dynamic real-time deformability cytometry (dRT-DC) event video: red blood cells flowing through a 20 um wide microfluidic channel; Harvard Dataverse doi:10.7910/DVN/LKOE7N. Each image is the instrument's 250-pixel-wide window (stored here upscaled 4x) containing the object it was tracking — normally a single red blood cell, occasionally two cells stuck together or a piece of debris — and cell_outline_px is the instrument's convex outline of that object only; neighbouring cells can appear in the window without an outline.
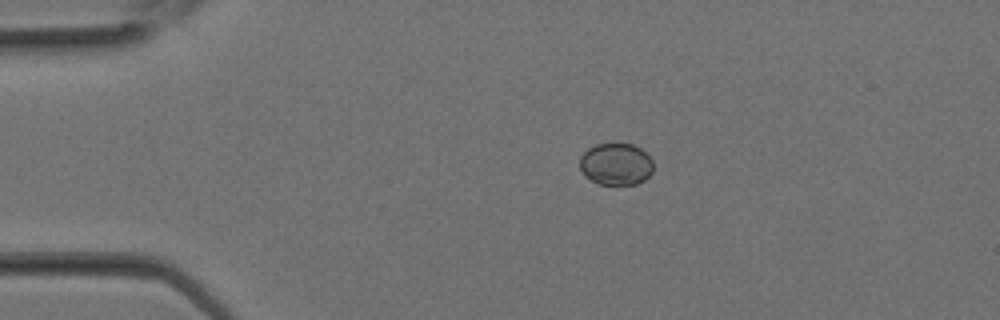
{"species": "Egyptian fruit bat (a non-hibernating species)", "species_latin": "Rousettus aegyptiacus", "temperature_condition": "room temperature", "stored_images_in_passage": 6, "camera_frame_rate_fps": 3000, "um_per_image_px": 0.085, "animal": {"sex": "female"}, "frame": {"image": 1, "passage_image": 1, "time_ms": 0.0, "image_size_px": [1000, 320], "cell_outline_px": [[652, 172], [644, 180], [636, 184], [600, 184], [584, 176], [580, 168], [580, 156], [588, 148], [596, 144], [632, 144], [640, 148], [652, 160]], "centroid_in_image_um": [52.33, 13.95], "position_along_channel_um": 32.7, "area_um2": 17.86}}
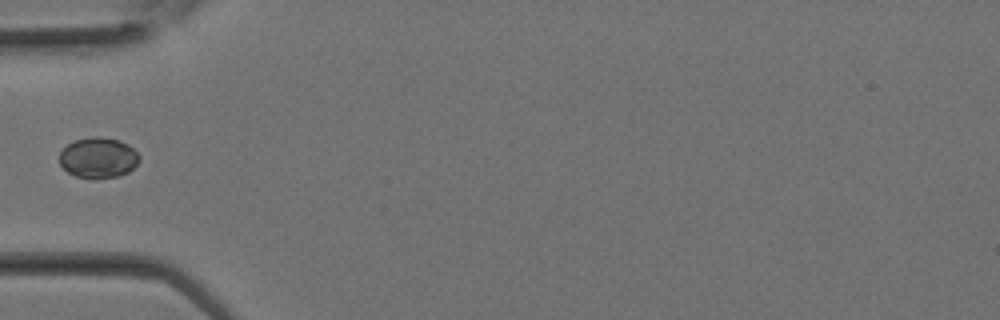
{"frame": {"image": 2, "passage_image": 5, "time_ms": 1.333, "image_size_px": [1000, 320], "cell_outline_px": [[140, 160], [128, 172], [116, 176], [92, 180], [76, 176], [68, 172], [60, 164], [60, 152], [68, 144], [76, 140], [92, 136], [100, 136], [120, 140], [128, 144], [140, 156]], "centroid_in_image_um": [8.35, 13.41], "position_along_channel_um": 76.6, "area_um2": 18.96}}